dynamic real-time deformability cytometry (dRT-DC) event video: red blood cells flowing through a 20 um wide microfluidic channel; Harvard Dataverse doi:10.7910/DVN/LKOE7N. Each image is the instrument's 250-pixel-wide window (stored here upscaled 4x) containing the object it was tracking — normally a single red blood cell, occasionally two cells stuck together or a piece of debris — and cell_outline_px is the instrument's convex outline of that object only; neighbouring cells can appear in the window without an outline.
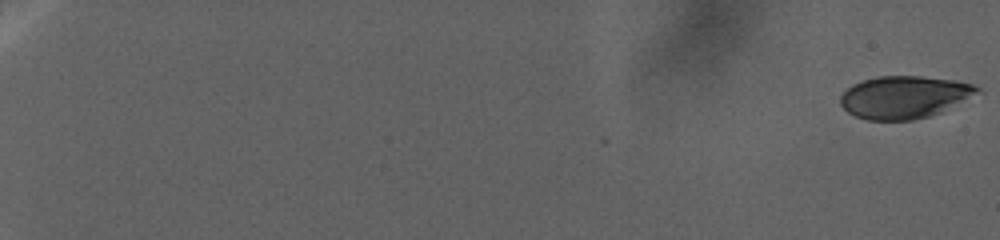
{"species": "human", "species_latin": "Homo sapiens", "temperature_condition": "warm", "stored_images_in_passage": 26, "camera_frame_rate_fps": 3000, "um_per_image_px": 0.085, "donor": {"sex": "female"}, "frame": {"image": 1, "passage_image": 1, "time_ms": 0.0, "image_size_px": [1000, 240], "cell_outline_px": [[980, 92], [928, 116], [912, 120], [868, 120], [856, 116], [848, 112], [840, 104], [840, 96], [852, 84], [864, 80], [880, 76], [920, 76], [956, 80], [972, 84], [980, 88]], "centroid_in_image_um": [76.81, 8.24], "position_along_channel_um": 8.2, "area_um2": 33.29}}